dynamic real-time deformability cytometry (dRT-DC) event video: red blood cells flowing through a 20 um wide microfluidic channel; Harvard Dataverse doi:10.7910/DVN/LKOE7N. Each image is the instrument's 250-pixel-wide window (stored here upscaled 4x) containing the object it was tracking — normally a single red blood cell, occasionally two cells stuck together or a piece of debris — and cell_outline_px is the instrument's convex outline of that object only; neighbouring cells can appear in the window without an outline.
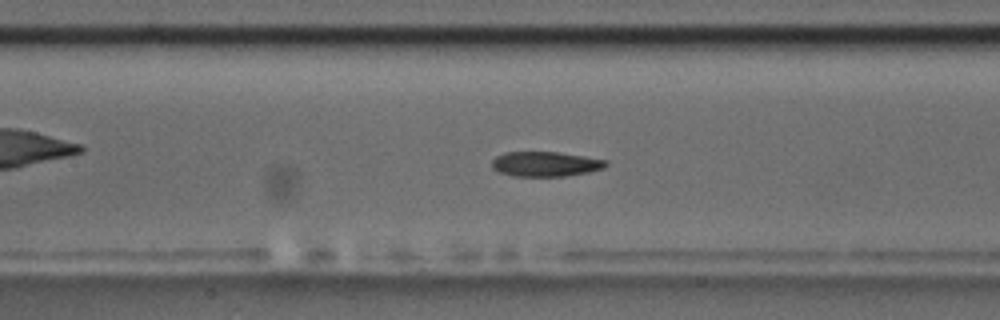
{"species": "common noctule bat (a hibernating species)", "species_latin": "Nyctalus noctula", "temperature_condition": "room temperature", "stored_images_in_passage": 56, "camera_frame_rate_fps": 3000, "um_per_image_px": 0.085, "animal": {"sex": "male", "body_mass_g": 17.5, "forearm_length_mm": 52.3}, "frame": {"image": 1, "passage_image": 25, "time_ms": 8.0, "image_size_px": [1000, 320], "cell_outline_px": [[608, 164], [604, 168], [588, 172], [568, 176], [512, 176], [500, 172], [492, 168], [492, 160], [496, 156], [504, 152], [556, 152], [584, 156], [608, 160]], "centroid_in_image_um": [46.37, 13.94], "position_along_channel_um": 161.0, "area_um2": 16.59}}
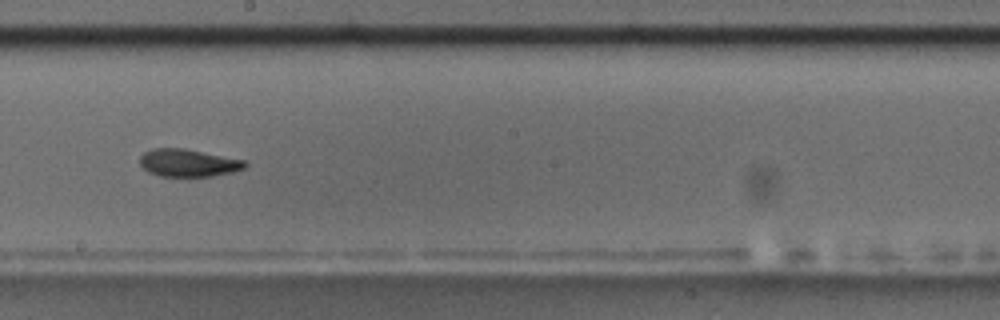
{"frame": {"image": 2, "passage_image": 31, "time_ms": 10.0, "image_size_px": [1000, 320], "cell_outline_px": [[248, 164], [244, 168], [232, 172], [212, 176], [160, 176], [148, 172], [140, 164], [140, 156], [144, 152], [152, 148], [184, 148], [244, 160]], "centroid_in_image_um": [15.98, 13.84], "position_along_channel_um": 232.2, "area_um2": 16.82}}
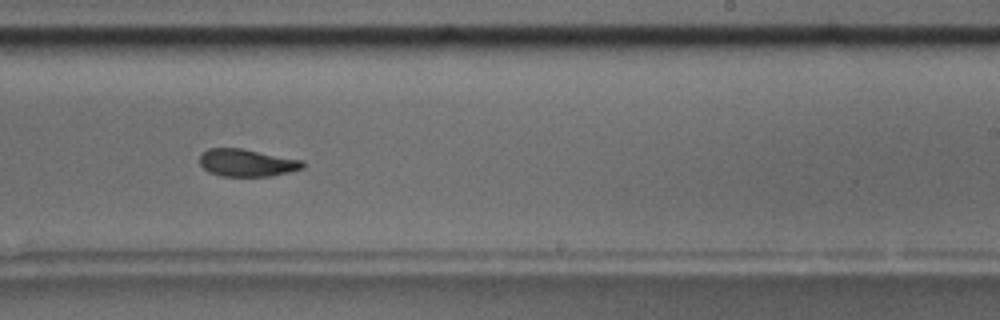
{"frame": {"image": 3, "passage_image": 34, "time_ms": 11.0, "image_size_px": [1000, 320], "cell_outline_px": [[304, 168], [288, 172], [268, 176], [220, 176], [208, 172], [200, 164], [200, 152], [208, 148], [240, 148], [304, 160]], "centroid_in_image_um": [20.96, 13.83], "position_along_channel_um": 268.0, "area_um2": 16.53}, "authors_computed_cell_mechanics": {"area_um2": 17.1666, "velocity_mm_per_s": 3.5846, "shape_relaxation_time_tau1_ms": 7.8793, "shape_relaxation_time_tau2_ms": 3.1462, "deformation_change_tau1": 0.2128, "deformation_change_tau2": 0.0891}}